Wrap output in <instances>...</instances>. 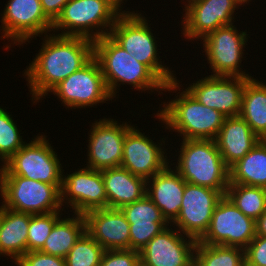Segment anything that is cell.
<instances>
[{
	"instance_id": "1",
	"label": "cell",
	"mask_w": 266,
	"mask_h": 266,
	"mask_svg": "<svg viewBox=\"0 0 266 266\" xmlns=\"http://www.w3.org/2000/svg\"><path fill=\"white\" fill-rule=\"evenodd\" d=\"M50 35H46L39 54L25 70L32 100L36 102L94 57L93 40Z\"/></svg>"
},
{
	"instance_id": "2",
	"label": "cell",
	"mask_w": 266,
	"mask_h": 266,
	"mask_svg": "<svg viewBox=\"0 0 266 266\" xmlns=\"http://www.w3.org/2000/svg\"><path fill=\"white\" fill-rule=\"evenodd\" d=\"M94 57L100 64L106 87L115 97L118 82L128 83L135 89L156 91H177L180 85L174 80L164 84L146 65L138 62L109 35L94 41ZM165 89V90H164Z\"/></svg>"
},
{
	"instance_id": "3",
	"label": "cell",
	"mask_w": 266,
	"mask_h": 266,
	"mask_svg": "<svg viewBox=\"0 0 266 266\" xmlns=\"http://www.w3.org/2000/svg\"><path fill=\"white\" fill-rule=\"evenodd\" d=\"M176 171L187 182L226 195L229 168L224 163L215 140L183 139Z\"/></svg>"
},
{
	"instance_id": "4",
	"label": "cell",
	"mask_w": 266,
	"mask_h": 266,
	"mask_svg": "<svg viewBox=\"0 0 266 266\" xmlns=\"http://www.w3.org/2000/svg\"><path fill=\"white\" fill-rule=\"evenodd\" d=\"M163 104L158 119L183 135L182 139L215 140L226 118L219 111L199 103L187 90Z\"/></svg>"
},
{
	"instance_id": "5",
	"label": "cell",
	"mask_w": 266,
	"mask_h": 266,
	"mask_svg": "<svg viewBox=\"0 0 266 266\" xmlns=\"http://www.w3.org/2000/svg\"><path fill=\"white\" fill-rule=\"evenodd\" d=\"M120 11L110 0H69L53 22L52 31L64 28L66 30L59 36L85 37L95 41L110 34L116 19L123 13Z\"/></svg>"
},
{
	"instance_id": "6",
	"label": "cell",
	"mask_w": 266,
	"mask_h": 266,
	"mask_svg": "<svg viewBox=\"0 0 266 266\" xmlns=\"http://www.w3.org/2000/svg\"><path fill=\"white\" fill-rule=\"evenodd\" d=\"M140 15L124 10L116 19L109 36L138 62L146 65L164 84H168L176 77L157 58L155 37L147 20Z\"/></svg>"
},
{
	"instance_id": "7",
	"label": "cell",
	"mask_w": 266,
	"mask_h": 266,
	"mask_svg": "<svg viewBox=\"0 0 266 266\" xmlns=\"http://www.w3.org/2000/svg\"><path fill=\"white\" fill-rule=\"evenodd\" d=\"M62 184H48L22 176H0L4 207L32 215L61 210Z\"/></svg>"
},
{
	"instance_id": "8",
	"label": "cell",
	"mask_w": 266,
	"mask_h": 266,
	"mask_svg": "<svg viewBox=\"0 0 266 266\" xmlns=\"http://www.w3.org/2000/svg\"><path fill=\"white\" fill-rule=\"evenodd\" d=\"M46 136L25 143L0 169V176H22L48 184H62L63 171L58 155Z\"/></svg>"
},
{
	"instance_id": "9",
	"label": "cell",
	"mask_w": 266,
	"mask_h": 266,
	"mask_svg": "<svg viewBox=\"0 0 266 266\" xmlns=\"http://www.w3.org/2000/svg\"><path fill=\"white\" fill-rule=\"evenodd\" d=\"M255 236L256 221L245 216L225 195L215 207L209 228L199 242L245 249Z\"/></svg>"
},
{
	"instance_id": "10",
	"label": "cell",
	"mask_w": 266,
	"mask_h": 266,
	"mask_svg": "<svg viewBox=\"0 0 266 266\" xmlns=\"http://www.w3.org/2000/svg\"><path fill=\"white\" fill-rule=\"evenodd\" d=\"M53 92L67 108H85L110 101L99 62L93 57L85 66L56 85ZM76 107V108H75Z\"/></svg>"
},
{
	"instance_id": "11",
	"label": "cell",
	"mask_w": 266,
	"mask_h": 266,
	"mask_svg": "<svg viewBox=\"0 0 266 266\" xmlns=\"http://www.w3.org/2000/svg\"><path fill=\"white\" fill-rule=\"evenodd\" d=\"M247 32H240L236 27L225 25L204 37L206 57L214 74L211 76L252 77L243 71L241 63L243 47L247 43Z\"/></svg>"
},
{
	"instance_id": "12",
	"label": "cell",
	"mask_w": 266,
	"mask_h": 266,
	"mask_svg": "<svg viewBox=\"0 0 266 266\" xmlns=\"http://www.w3.org/2000/svg\"><path fill=\"white\" fill-rule=\"evenodd\" d=\"M223 196L218 190L186 182L180 214L173 224L186 236L199 241L207 232L213 211Z\"/></svg>"
},
{
	"instance_id": "13",
	"label": "cell",
	"mask_w": 266,
	"mask_h": 266,
	"mask_svg": "<svg viewBox=\"0 0 266 266\" xmlns=\"http://www.w3.org/2000/svg\"><path fill=\"white\" fill-rule=\"evenodd\" d=\"M251 78L209 75L185 90L199 103L225 117H236L240 114L243 90Z\"/></svg>"
},
{
	"instance_id": "14",
	"label": "cell",
	"mask_w": 266,
	"mask_h": 266,
	"mask_svg": "<svg viewBox=\"0 0 266 266\" xmlns=\"http://www.w3.org/2000/svg\"><path fill=\"white\" fill-rule=\"evenodd\" d=\"M63 203H69L74 213L81 215L92 210L108 208L102 172L85 167L67 177L63 175L61 205Z\"/></svg>"
},
{
	"instance_id": "15",
	"label": "cell",
	"mask_w": 266,
	"mask_h": 266,
	"mask_svg": "<svg viewBox=\"0 0 266 266\" xmlns=\"http://www.w3.org/2000/svg\"><path fill=\"white\" fill-rule=\"evenodd\" d=\"M2 14L3 37L14 44L52 30L53 22L44 14L40 0H9Z\"/></svg>"
},
{
	"instance_id": "16",
	"label": "cell",
	"mask_w": 266,
	"mask_h": 266,
	"mask_svg": "<svg viewBox=\"0 0 266 266\" xmlns=\"http://www.w3.org/2000/svg\"><path fill=\"white\" fill-rule=\"evenodd\" d=\"M183 34L189 40L203 39L219 27L231 25L240 0H187ZM238 6V7H237Z\"/></svg>"
},
{
	"instance_id": "17",
	"label": "cell",
	"mask_w": 266,
	"mask_h": 266,
	"mask_svg": "<svg viewBox=\"0 0 266 266\" xmlns=\"http://www.w3.org/2000/svg\"><path fill=\"white\" fill-rule=\"evenodd\" d=\"M94 124V125H93ZM92 124L89 135L87 168L104 170L119 167L128 123L118 124L113 119H101Z\"/></svg>"
},
{
	"instance_id": "18",
	"label": "cell",
	"mask_w": 266,
	"mask_h": 266,
	"mask_svg": "<svg viewBox=\"0 0 266 266\" xmlns=\"http://www.w3.org/2000/svg\"><path fill=\"white\" fill-rule=\"evenodd\" d=\"M179 232L167 227L152 238L139 251L140 266H194L198 241Z\"/></svg>"
},
{
	"instance_id": "19",
	"label": "cell",
	"mask_w": 266,
	"mask_h": 266,
	"mask_svg": "<svg viewBox=\"0 0 266 266\" xmlns=\"http://www.w3.org/2000/svg\"><path fill=\"white\" fill-rule=\"evenodd\" d=\"M148 138L140 130L130 126L124 139L120 165L133 175L145 180L150 179L169 164L162 147Z\"/></svg>"
},
{
	"instance_id": "20",
	"label": "cell",
	"mask_w": 266,
	"mask_h": 266,
	"mask_svg": "<svg viewBox=\"0 0 266 266\" xmlns=\"http://www.w3.org/2000/svg\"><path fill=\"white\" fill-rule=\"evenodd\" d=\"M84 217L86 232L105 250L130 249V224L121 209L92 210Z\"/></svg>"
},
{
	"instance_id": "21",
	"label": "cell",
	"mask_w": 266,
	"mask_h": 266,
	"mask_svg": "<svg viewBox=\"0 0 266 266\" xmlns=\"http://www.w3.org/2000/svg\"><path fill=\"white\" fill-rule=\"evenodd\" d=\"M121 211L130 224V249L132 250L140 251L170 224L147 195L123 206Z\"/></svg>"
},
{
	"instance_id": "22",
	"label": "cell",
	"mask_w": 266,
	"mask_h": 266,
	"mask_svg": "<svg viewBox=\"0 0 266 266\" xmlns=\"http://www.w3.org/2000/svg\"><path fill=\"white\" fill-rule=\"evenodd\" d=\"M150 179L146 180V195L161 210L166 221L171 224L180 214L186 181L168 165ZM150 182L152 187L148 184Z\"/></svg>"
},
{
	"instance_id": "23",
	"label": "cell",
	"mask_w": 266,
	"mask_h": 266,
	"mask_svg": "<svg viewBox=\"0 0 266 266\" xmlns=\"http://www.w3.org/2000/svg\"><path fill=\"white\" fill-rule=\"evenodd\" d=\"M261 139L240 116L226 117L215 139L228 168L243 158Z\"/></svg>"
},
{
	"instance_id": "24",
	"label": "cell",
	"mask_w": 266,
	"mask_h": 266,
	"mask_svg": "<svg viewBox=\"0 0 266 266\" xmlns=\"http://www.w3.org/2000/svg\"><path fill=\"white\" fill-rule=\"evenodd\" d=\"M108 208L121 209L146 195V180L133 175L125 168L113 167L101 170Z\"/></svg>"
},
{
	"instance_id": "25",
	"label": "cell",
	"mask_w": 266,
	"mask_h": 266,
	"mask_svg": "<svg viewBox=\"0 0 266 266\" xmlns=\"http://www.w3.org/2000/svg\"><path fill=\"white\" fill-rule=\"evenodd\" d=\"M32 214L0 206V255L15 262L27 253V237Z\"/></svg>"
},
{
	"instance_id": "26",
	"label": "cell",
	"mask_w": 266,
	"mask_h": 266,
	"mask_svg": "<svg viewBox=\"0 0 266 266\" xmlns=\"http://www.w3.org/2000/svg\"><path fill=\"white\" fill-rule=\"evenodd\" d=\"M229 183L266 188V141L260 140L229 168Z\"/></svg>"
},
{
	"instance_id": "27",
	"label": "cell",
	"mask_w": 266,
	"mask_h": 266,
	"mask_svg": "<svg viewBox=\"0 0 266 266\" xmlns=\"http://www.w3.org/2000/svg\"><path fill=\"white\" fill-rule=\"evenodd\" d=\"M239 116L262 140L266 139V85L251 78L243 90Z\"/></svg>"
},
{
	"instance_id": "28",
	"label": "cell",
	"mask_w": 266,
	"mask_h": 266,
	"mask_svg": "<svg viewBox=\"0 0 266 266\" xmlns=\"http://www.w3.org/2000/svg\"><path fill=\"white\" fill-rule=\"evenodd\" d=\"M86 231L84 215L74 214L73 218H60L45 241L41 252L65 258L76 241Z\"/></svg>"
},
{
	"instance_id": "29",
	"label": "cell",
	"mask_w": 266,
	"mask_h": 266,
	"mask_svg": "<svg viewBox=\"0 0 266 266\" xmlns=\"http://www.w3.org/2000/svg\"><path fill=\"white\" fill-rule=\"evenodd\" d=\"M194 266H244L245 251L239 247L197 242Z\"/></svg>"
},
{
	"instance_id": "30",
	"label": "cell",
	"mask_w": 266,
	"mask_h": 266,
	"mask_svg": "<svg viewBox=\"0 0 266 266\" xmlns=\"http://www.w3.org/2000/svg\"><path fill=\"white\" fill-rule=\"evenodd\" d=\"M226 196L245 216L255 221L266 210V188L229 183Z\"/></svg>"
},
{
	"instance_id": "31",
	"label": "cell",
	"mask_w": 266,
	"mask_h": 266,
	"mask_svg": "<svg viewBox=\"0 0 266 266\" xmlns=\"http://www.w3.org/2000/svg\"><path fill=\"white\" fill-rule=\"evenodd\" d=\"M105 249L86 231L65 257L66 266H99Z\"/></svg>"
},
{
	"instance_id": "32",
	"label": "cell",
	"mask_w": 266,
	"mask_h": 266,
	"mask_svg": "<svg viewBox=\"0 0 266 266\" xmlns=\"http://www.w3.org/2000/svg\"><path fill=\"white\" fill-rule=\"evenodd\" d=\"M59 215L60 211L32 215L28 228L27 252L40 251L43 248L55 223L60 219Z\"/></svg>"
},
{
	"instance_id": "33",
	"label": "cell",
	"mask_w": 266,
	"mask_h": 266,
	"mask_svg": "<svg viewBox=\"0 0 266 266\" xmlns=\"http://www.w3.org/2000/svg\"><path fill=\"white\" fill-rule=\"evenodd\" d=\"M25 142L16 123L8 112L0 107V159L6 163Z\"/></svg>"
},
{
	"instance_id": "34",
	"label": "cell",
	"mask_w": 266,
	"mask_h": 266,
	"mask_svg": "<svg viewBox=\"0 0 266 266\" xmlns=\"http://www.w3.org/2000/svg\"><path fill=\"white\" fill-rule=\"evenodd\" d=\"M99 266H140V252L132 249L105 250Z\"/></svg>"
},
{
	"instance_id": "35",
	"label": "cell",
	"mask_w": 266,
	"mask_h": 266,
	"mask_svg": "<svg viewBox=\"0 0 266 266\" xmlns=\"http://www.w3.org/2000/svg\"><path fill=\"white\" fill-rule=\"evenodd\" d=\"M15 264L18 266H66L65 258L48 255L41 251L27 252Z\"/></svg>"
},
{
	"instance_id": "36",
	"label": "cell",
	"mask_w": 266,
	"mask_h": 266,
	"mask_svg": "<svg viewBox=\"0 0 266 266\" xmlns=\"http://www.w3.org/2000/svg\"><path fill=\"white\" fill-rule=\"evenodd\" d=\"M244 251L246 266H266V237L256 235Z\"/></svg>"
},
{
	"instance_id": "37",
	"label": "cell",
	"mask_w": 266,
	"mask_h": 266,
	"mask_svg": "<svg viewBox=\"0 0 266 266\" xmlns=\"http://www.w3.org/2000/svg\"><path fill=\"white\" fill-rule=\"evenodd\" d=\"M69 0H40L44 14L54 22Z\"/></svg>"
},
{
	"instance_id": "38",
	"label": "cell",
	"mask_w": 266,
	"mask_h": 266,
	"mask_svg": "<svg viewBox=\"0 0 266 266\" xmlns=\"http://www.w3.org/2000/svg\"><path fill=\"white\" fill-rule=\"evenodd\" d=\"M256 235L266 237V210L256 220Z\"/></svg>"
},
{
	"instance_id": "39",
	"label": "cell",
	"mask_w": 266,
	"mask_h": 266,
	"mask_svg": "<svg viewBox=\"0 0 266 266\" xmlns=\"http://www.w3.org/2000/svg\"><path fill=\"white\" fill-rule=\"evenodd\" d=\"M118 9L122 3V0H110Z\"/></svg>"
},
{
	"instance_id": "40",
	"label": "cell",
	"mask_w": 266,
	"mask_h": 266,
	"mask_svg": "<svg viewBox=\"0 0 266 266\" xmlns=\"http://www.w3.org/2000/svg\"><path fill=\"white\" fill-rule=\"evenodd\" d=\"M240 1L244 4V3H247V2L249 3L250 0H240Z\"/></svg>"
}]
</instances>
